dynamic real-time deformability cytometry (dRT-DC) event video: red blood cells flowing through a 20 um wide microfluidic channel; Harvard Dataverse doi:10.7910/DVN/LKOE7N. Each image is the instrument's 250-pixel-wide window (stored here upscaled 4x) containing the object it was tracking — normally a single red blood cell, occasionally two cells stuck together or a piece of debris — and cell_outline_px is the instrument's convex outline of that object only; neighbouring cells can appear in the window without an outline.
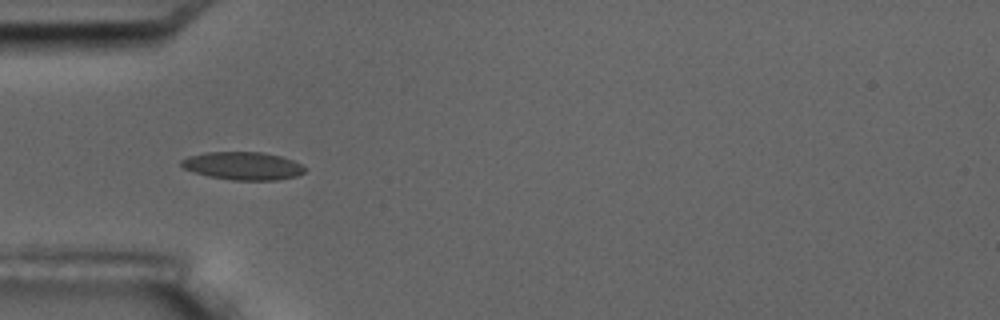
{"species": "common noctule bat (a hibernating species)", "species_latin": "Nyctalus noctula", "temperature_condition": "room temperature", "stored_images_in_passage": 7, "camera_frame_rate_fps": 3000, "um_per_image_px": 0.085, "animal": {"sex": "male", "body_mass_g": 17.5, "forearm_length_mm": 52.3}, "frame": {"image": 1, "passage_image": 3, "time_ms": 3.0, "image_size_px": [1000, 320], "cell_outline_px": [[304, 172], [296, 176], [276, 180], [232, 180], [208, 176], [184, 168], [180, 164], [180, 160], [188, 156], [204, 152], [260, 152], [280, 156], [292, 160], [300, 164], [304, 168]], "centroid_in_image_um": [20.61, 14.09], "position_along_channel_um": 64.4, "area_um2": 19.94}}
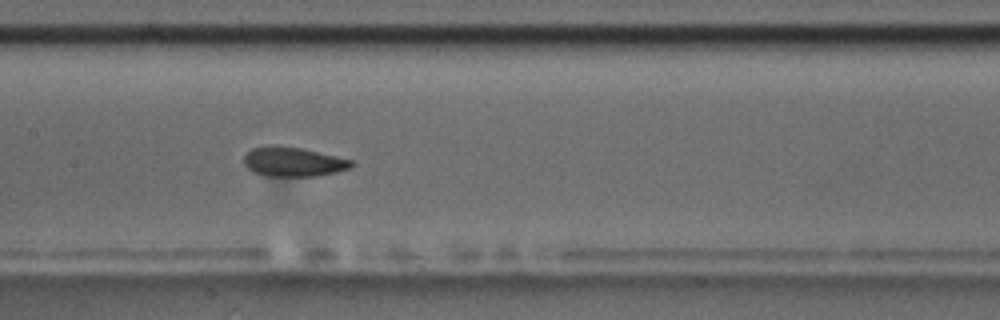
{"frame": {"image": 2, "passage_image": 6, "time_ms": 6.333, "image_size_px": [1000, 320], "cell_outline_px": [[356, 164], [352, 168], [336, 172], [316, 176], [268, 176], [252, 172], [244, 164], [244, 156], [252, 148], [268, 144], [280, 144], [300, 148], [352, 160]], "centroid_in_image_um": [24.91, 13.74], "position_along_channel_um": 182.5, "area_um2": 18.67}}
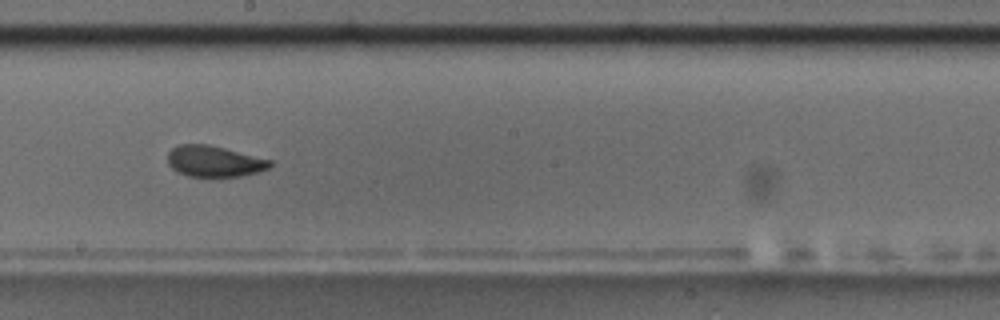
{"frame": {"image": 3, "passage_image": 7, "time_ms": 7.667, "image_size_px": [1000, 320], "cell_outline_px": [[272, 164], [268, 168], [260, 172], [240, 176], [188, 176], [176, 172], [168, 164], [168, 152], [172, 148], [180, 144], [208, 144], [272, 160]], "centroid_in_image_um": [18.2, 13.71], "position_along_channel_um": 230.0, "area_um2": 18.5}}